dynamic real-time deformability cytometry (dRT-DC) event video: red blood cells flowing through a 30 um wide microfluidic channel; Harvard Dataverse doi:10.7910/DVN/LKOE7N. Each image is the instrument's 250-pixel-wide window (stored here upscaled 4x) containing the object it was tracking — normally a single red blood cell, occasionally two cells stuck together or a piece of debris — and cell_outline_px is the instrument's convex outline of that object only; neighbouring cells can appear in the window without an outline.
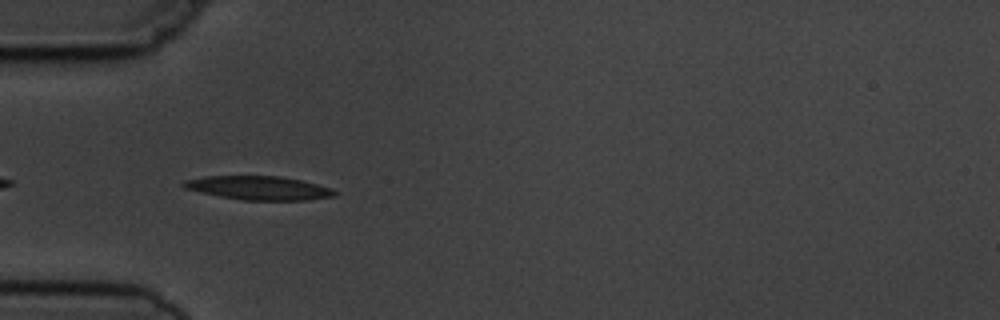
{"species": "common noctule bat (a hibernating species)", "species_latin": "Nyctalus noctula", "temperature_condition": "cold", "stored_images_in_passage": 7, "camera_frame_rate_fps": 3000, "um_per_image_px": 0.085, "animal": {"sex": "male", "body_mass_g": 19.5, "forearm_length_mm": 54.6}, "frame": {"image": 1, "passage_image": 3, "time_ms": 3.333, "image_size_px": [1000, 320], "cell_outline_px": [[336, 196], [304, 200], [244, 200], [220, 196], [184, 188], [180, 184], [184, 180], [204, 176], [280, 176], [300, 180], [332, 188], [336, 192]], "centroid_in_image_um": [21.98, 15.97], "position_along_channel_um": 63.0, "area_um2": 20.75}}
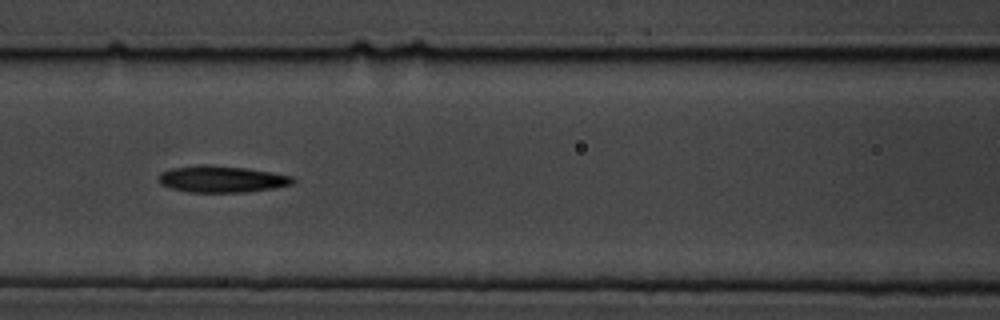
{"frame": {"image": 2, "passage_image": 5, "time_ms": 5.667, "image_size_px": [1000, 320], "cell_outline_px": [[296, 180], [292, 184], [276, 188], [244, 192], [188, 192], [172, 188], [160, 184], [156, 176], [160, 172], [172, 168], [200, 164], [208, 164], [248, 168], [296, 176]], "centroid_in_image_um": [18.86, 15.21], "position_along_channel_um": 147.7, "area_um2": 21.21}}
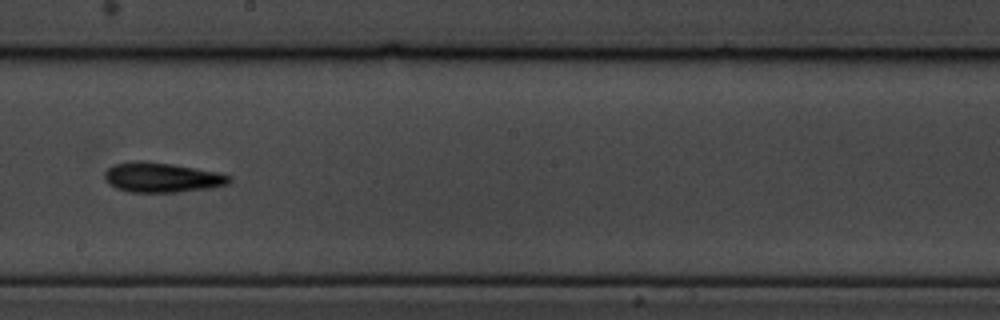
{"frame": {"image": 3, "passage_image": 7, "time_ms": 8.0, "image_size_px": [1000, 320], "cell_outline_px": [[232, 180], [228, 184], [208, 188], [176, 192], [128, 192], [116, 188], [108, 184], [104, 176], [104, 172], [112, 164], [136, 160], [140, 160], [172, 164], [216, 172], [232, 176]], "centroid_in_image_um": [13.71, 15.08], "position_along_channel_um": 234.5, "area_um2": 21.68}}